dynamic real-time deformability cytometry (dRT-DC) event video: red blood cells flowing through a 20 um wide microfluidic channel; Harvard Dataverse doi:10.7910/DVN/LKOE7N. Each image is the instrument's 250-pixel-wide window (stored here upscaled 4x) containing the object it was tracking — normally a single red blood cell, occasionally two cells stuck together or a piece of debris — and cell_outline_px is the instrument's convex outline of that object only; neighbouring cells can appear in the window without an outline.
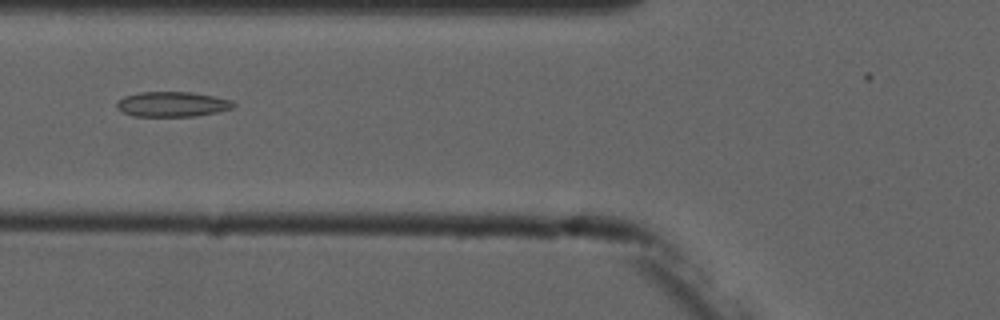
{"species": "common noctule bat (a hibernating species)", "species_latin": "Nyctalus noctula", "temperature_condition": "cold", "stored_images_in_passage": 7, "camera_frame_rate_fps": 3000, "um_per_image_px": 0.085, "animal": {"sex": "male", "forearm_length_mm": 52.5}, "frame": {"image": 1, "passage_image": 6, "time_ms": 6.333, "image_size_px": [1000, 320], "cell_outline_px": [[236, 104], [232, 108], [216, 112], [192, 116], [136, 116], [124, 112], [116, 108], [116, 104], [124, 96], [140, 92], [188, 92], [216, 96], [232, 100]], "centroid_in_image_um": [14.66, 8.85], "position_along_channel_um": 111.1, "area_um2": 16.88}}